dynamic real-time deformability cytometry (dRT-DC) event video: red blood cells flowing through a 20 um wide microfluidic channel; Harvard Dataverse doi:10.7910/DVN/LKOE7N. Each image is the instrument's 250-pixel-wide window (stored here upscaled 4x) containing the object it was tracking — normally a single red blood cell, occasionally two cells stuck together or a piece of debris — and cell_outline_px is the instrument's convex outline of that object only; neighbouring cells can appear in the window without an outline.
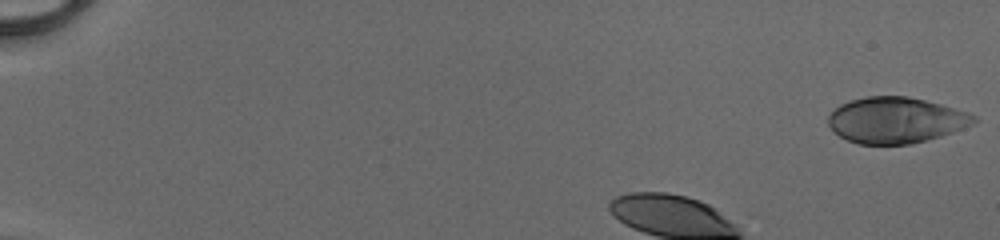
{"species": "human", "species_latin": "Homo sapiens", "temperature_condition": "cold", "stored_images_in_passage": 37, "camera_frame_rate_fps": 3000, "um_per_image_px": 0.085, "donor": {"sex": "male"}, "frame": {"image": 1, "passage_image": 1, "time_ms": 0.0, "image_size_px": [1000, 240], "cell_outline_px": [[980, 120], [964, 128], [940, 136], [912, 144], [860, 144], [848, 140], [840, 136], [828, 124], [828, 116], [840, 104], [852, 100], [868, 96], [908, 96], [940, 104], [968, 112], [976, 116]], "centroid_in_image_um": [76.17, 10.21], "position_along_channel_um": 8.8, "area_um2": 38.78}}
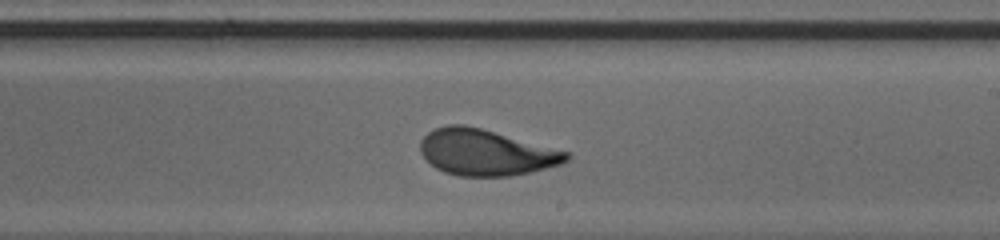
{"frame": {"image": 2, "passage_image": 25, "time_ms": 8.0, "image_size_px": [1000, 240], "cell_outline_px": [[572, 156], [568, 160], [560, 164], [532, 172], [508, 176], [460, 176], [444, 172], [436, 168], [420, 152], [420, 140], [428, 132], [436, 128], [448, 124], [464, 124], [480, 128], [568, 152]], "centroid_in_image_um": [41.28, 12.96], "position_along_channel_um": 247.7, "area_um2": 38.9}}
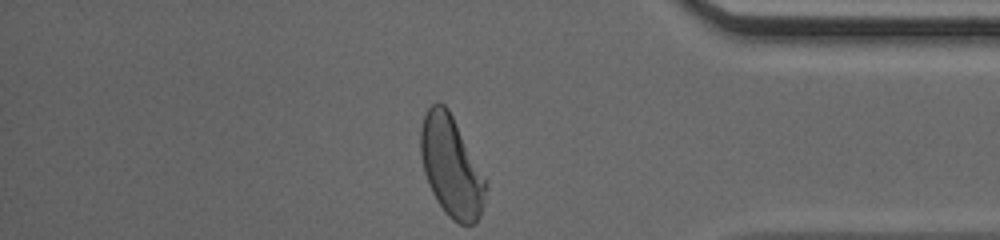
{"frame": {"image": 3, "passage_image": 37, "time_ms": 12.0, "image_size_px": [1000, 240], "cell_outline_px": [[488, 188], [480, 216], [476, 224], [460, 224], [452, 220], [444, 212], [436, 200], [428, 184], [424, 172], [420, 152], [420, 128], [424, 116], [428, 108], [432, 104], [444, 104], [448, 108]], "centroid_in_image_um": [38.32, 14.21], "position_along_channel_um": 396.9, "area_um2": 37.4}, "authors_computed_cell_mechanics": {"area_um2": 38.8994, "velocity_mm_per_s": 4.1303, "shape_relaxation_time_tau1_ms": 3.4732, "shape_relaxation_time_tau2_ms": 0.7993, "deformation_change_tau1": 0.1919, "deformation_change_tau2": 0.0652}}